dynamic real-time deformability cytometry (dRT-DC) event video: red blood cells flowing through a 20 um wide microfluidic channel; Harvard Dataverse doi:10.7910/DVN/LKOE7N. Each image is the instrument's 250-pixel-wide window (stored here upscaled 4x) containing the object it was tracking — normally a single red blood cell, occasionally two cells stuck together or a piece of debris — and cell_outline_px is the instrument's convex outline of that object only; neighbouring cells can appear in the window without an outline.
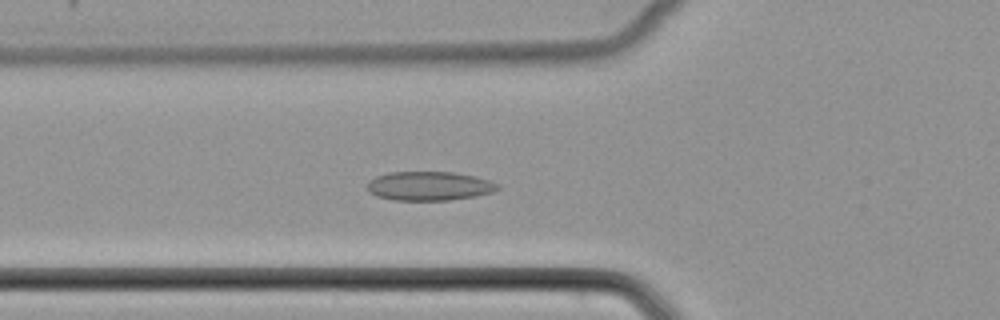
{"species": "common noctule bat (a hibernating species)", "species_latin": "Nyctalus noctula", "temperature_condition": "cold", "stored_images_in_passage": 52, "camera_frame_rate_fps": 3000, "um_per_image_px": 0.085, "animal": {"sex": "female", "body_mass_g": 22.7, "forearm_length_mm": 54.2}, "frame": {"image": 1, "passage_image": 19, "time_ms": 6.0, "image_size_px": [1000, 320], "cell_outline_px": [[500, 188], [492, 192], [476, 196], [448, 200], [392, 200], [376, 196], [368, 192], [368, 180], [376, 176], [388, 172], [452, 172], [476, 176], [500, 184]], "centroid_in_image_um": [36.47, 15.81], "position_along_channel_um": 89.3, "area_um2": 22.2}}
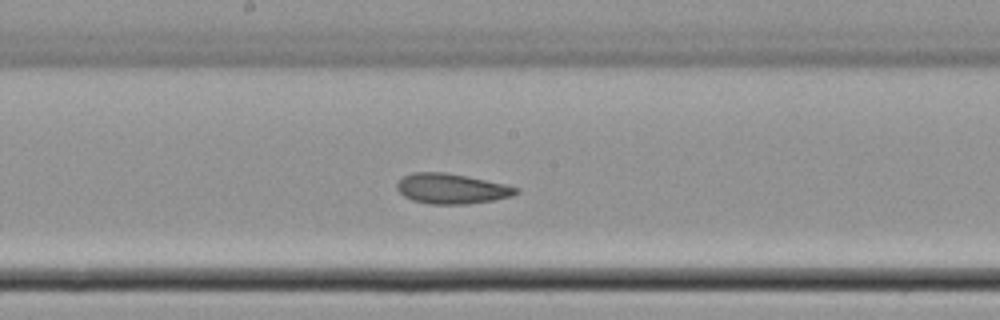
{"frame": {"image": 2, "passage_image": 28, "time_ms": 9.0, "image_size_px": [1000, 320], "cell_outline_px": [[520, 192], [512, 196], [492, 200], [468, 204], [428, 204], [412, 200], [404, 196], [396, 188], [396, 184], [404, 176], [412, 172], [444, 172], [504, 184], [520, 188]], "centroid_in_image_um": [38.37, 16.04], "position_along_channel_um": 209.8, "area_um2": 20.81}}
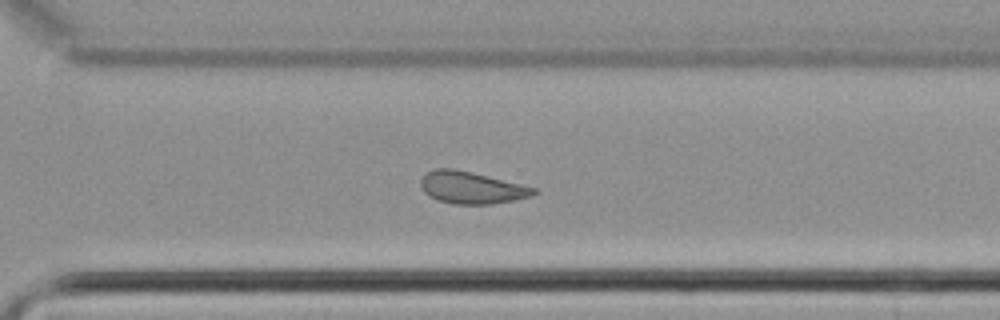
{"frame": {"image": 3, "passage_image": 37, "time_ms": 12.0, "image_size_px": [1000, 320], "cell_outline_px": [[540, 192], [532, 196], [516, 200], [492, 204], [452, 204], [428, 196], [420, 188], [420, 180], [424, 172], [436, 168], [456, 168], [536, 188]], "centroid_in_image_um": [40.05, 15.94], "position_along_channel_um": 330.5, "area_um2": 21.39}}